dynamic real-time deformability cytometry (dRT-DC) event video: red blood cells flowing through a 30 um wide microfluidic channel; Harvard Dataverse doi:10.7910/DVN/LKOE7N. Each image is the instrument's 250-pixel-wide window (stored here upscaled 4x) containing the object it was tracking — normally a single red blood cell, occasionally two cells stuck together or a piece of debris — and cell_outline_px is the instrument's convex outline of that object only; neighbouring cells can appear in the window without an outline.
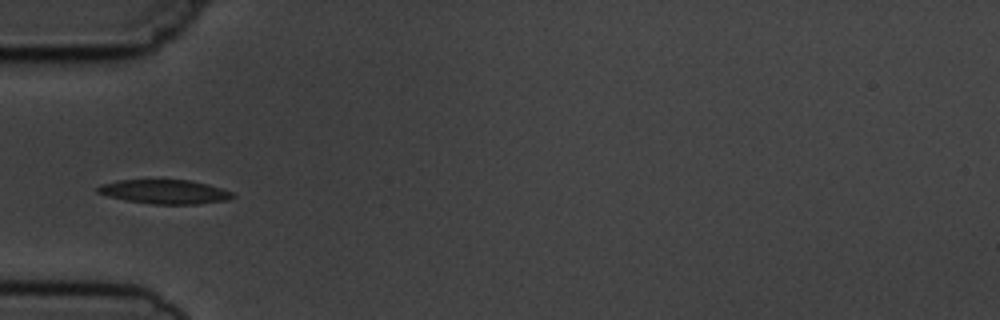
{"species": "common noctule bat (a hibernating species)", "species_latin": "Nyctalus noctula", "temperature_condition": "cold", "stored_images_in_passage": 9, "camera_frame_rate_fps": 3000, "um_per_image_px": 0.085, "animal": {"sex": "male", "body_mass_g": 19.5, "forearm_length_mm": 54.6}, "frame": {"image": 1, "passage_image": 4, "time_ms": 3.333, "image_size_px": [1000, 320], "cell_outline_px": [[236, 196], [228, 200], [196, 204], [152, 204], [124, 200], [108, 196], [96, 192], [96, 188], [100, 184], [116, 180], [192, 180], [208, 184], [232, 192]], "centroid_in_image_um": [13.98, 16.3], "position_along_channel_um": 71.0, "area_um2": 19.07}}
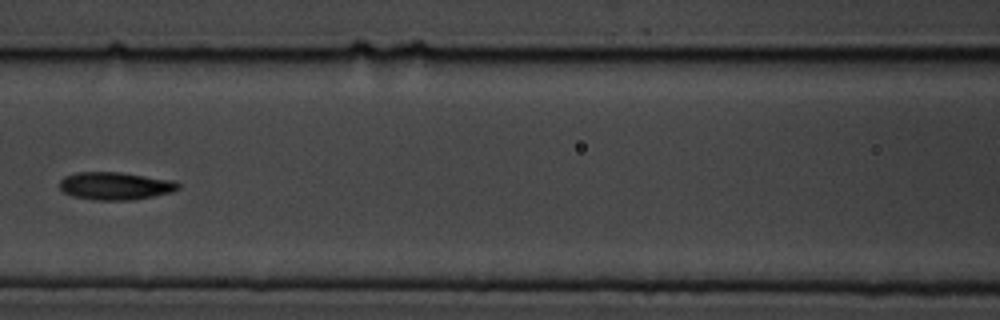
{"frame": {"image": 2, "passage_image": 6, "time_ms": 5.667, "image_size_px": [1000, 320], "cell_outline_px": [[180, 188], [172, 192], [132, 200], [96, 200], [72, 196], [64, 192], [60, 188], [60, 180], [64, 176], [76, 172], [120, 172], [172, 180], [180, 184]], "centroid_in_image_um": [9.78, 15.8], "position_along_channel_um": 156.8, "area_um2": 19.13}}
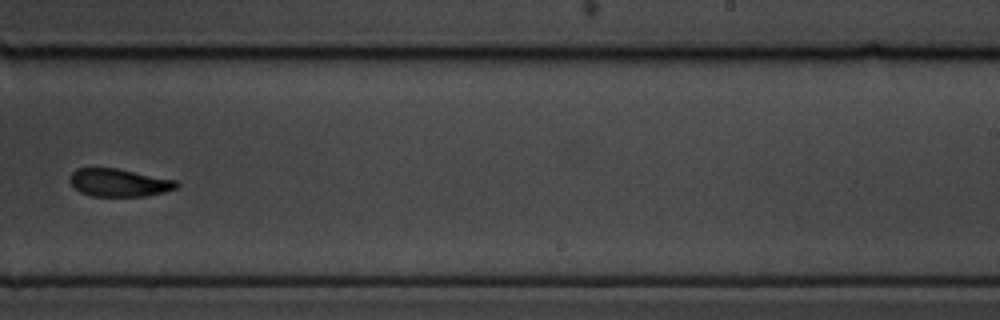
{"frame": {"image": 3, "passage_image": 9, "time_ms": 9.0, "image_size_px": [1000, 320], "cell_outline_px": [[180, 184], [176, 188], [164, 192], [144, 196], [92, 196], [80, 192], [68, 180], [72, 172], [76, 168], [116, 168], [176, 180]], "centroid_in_image_um": [10.11, 15.52], "position_along_channel_um": 278.9, "area_um2": 17.22}}